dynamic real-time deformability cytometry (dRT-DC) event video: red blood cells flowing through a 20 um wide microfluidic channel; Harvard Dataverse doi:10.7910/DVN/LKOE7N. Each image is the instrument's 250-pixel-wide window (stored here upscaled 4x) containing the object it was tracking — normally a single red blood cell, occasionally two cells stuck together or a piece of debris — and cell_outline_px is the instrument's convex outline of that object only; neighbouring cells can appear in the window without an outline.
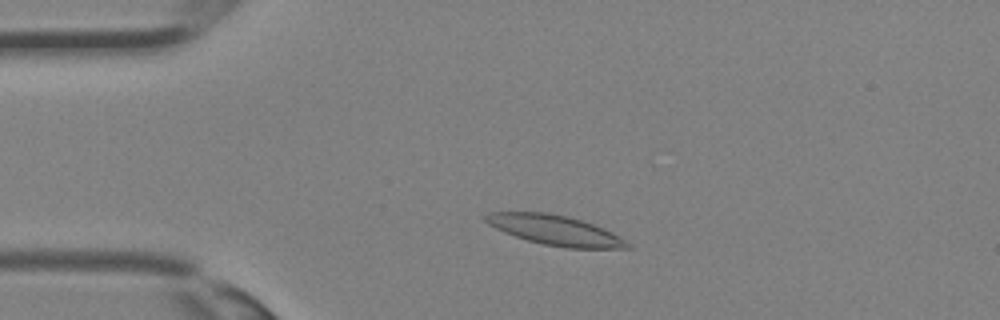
{"species": "Egyptian fruit bat (a non-hibernating species)", "species_latin": "Rousettus aegyptiacus", "temperature_condition": "room temperature", "stored_images_in_passage": 32, "camera_frame_rate_fps": 3000, "um_per_image_px": 0.085, "animal": {"sex": "female"}, "frame": {"image": 1, "passage_image": 5, "time_ms": 1.333, "image_size_px": [1000, 320], "cell_outline_px": [[632, 248], [568, 248], [544, 244], [528, 240], [504, 232], [488, 224], [484, 220], [484, 216], [492, 212], [548, 212], [568, 216], [604, 228], [612, 232], [632, 244]], "centroid_in_image_um": [47.21, 19.56], "position_along_channel_um": 37.8, "area_um2": 24.51}}
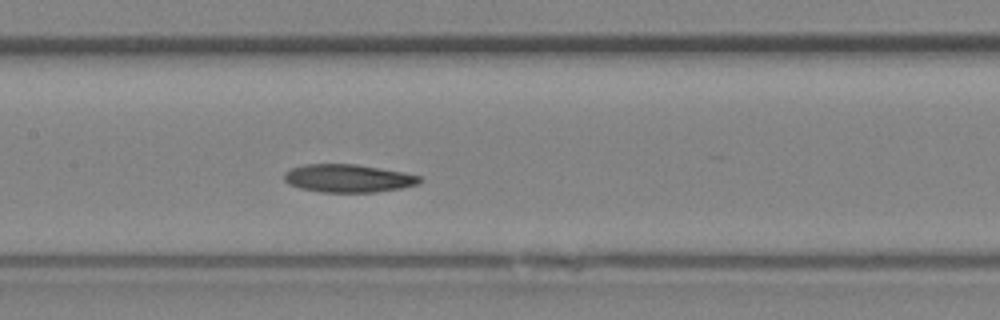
{"frame": {"image": 2, "passage_image": 14, "time_ms": 4.333, "image_size_px": [1000, 320], "cell_outline_px": [[424, 180], [416, 184], [400, 188], [376, 192], [320, 192], [300, 188], [288, 184], [284, 180], [284, 172], [292, 168], [304, 164], [356, 164], [404, 172], [420, 176]], "centroid_in_image_um": [29.58, 15.15], "position_along_channel_um": 177.8, "area_um2": 22.14}}
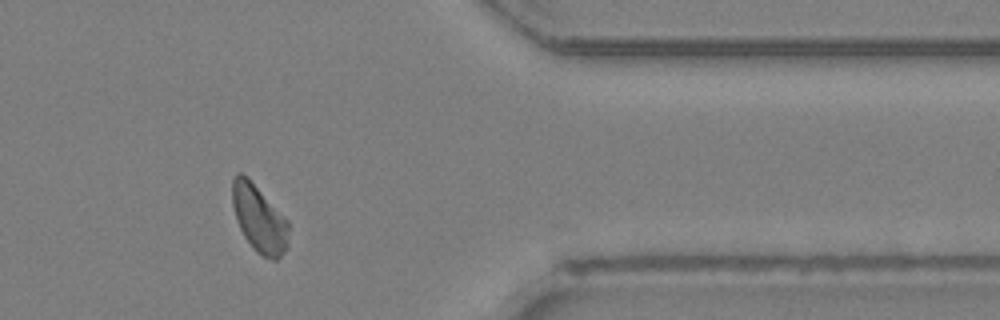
{"frame": {"image": 3, "passage_image": 26, "time_ms": 8.333, "image_size_px": [1000, 320], "cell_outline_px": [[288, 248], [276, 260], [272, 260], [256, 252], [252, 248], [244, 236], [236, 220], [232, 204], [232, 180], [236, 172], [240, 172], [248, 176], [288, 220]], "centroid_in_image_um": [22.02, 18.56], "position_along_channel_um": 389.4, "area_um2": 22.31}}